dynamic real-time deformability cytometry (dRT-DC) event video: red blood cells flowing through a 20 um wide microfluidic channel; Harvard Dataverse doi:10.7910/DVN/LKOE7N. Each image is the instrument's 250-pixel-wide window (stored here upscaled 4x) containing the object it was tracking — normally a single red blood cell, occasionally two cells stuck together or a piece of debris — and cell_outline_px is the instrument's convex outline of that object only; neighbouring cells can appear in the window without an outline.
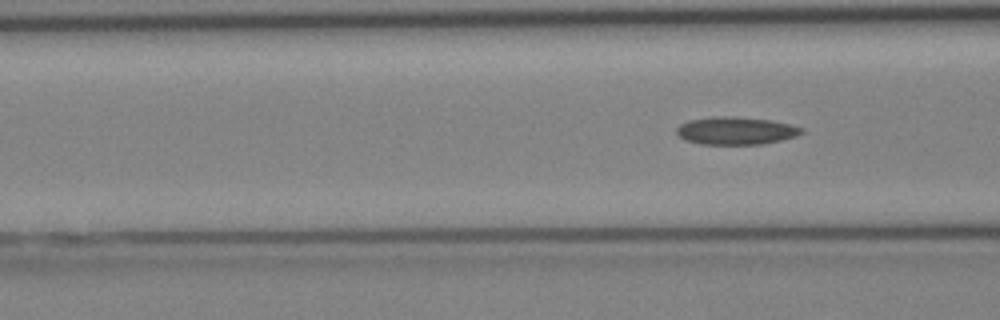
{"species": "Egyptian fruit bat (a non-hibernating species)", "species_latin": "Rousettus aegyptiacus", "temperature_condition": "cold", "stored_images_in_passage": 5, "segment_of_instrument_passage": [2, 2], "camera_frame_rate_fps": 3000, "um_per_image_px": 0.085, "animal": {"sex": "female"}, "frame": {"image": 1, "passage_image": 5, "time_ms": 5.667, "image_size_px": [1000, 320], "cell_outline_px": [[804, 132], [796, 136], [764, 144], [700, 144], [684, 140], [676, 132], [676, 128], [680, 124], [688, 120], [712, 116], [732, 116], [772, 120], [804, 128]], "centroid_in_image_um": [62.53, 11.1], "position_along_channel_um": 104.1, "area_um2": 20.29}}